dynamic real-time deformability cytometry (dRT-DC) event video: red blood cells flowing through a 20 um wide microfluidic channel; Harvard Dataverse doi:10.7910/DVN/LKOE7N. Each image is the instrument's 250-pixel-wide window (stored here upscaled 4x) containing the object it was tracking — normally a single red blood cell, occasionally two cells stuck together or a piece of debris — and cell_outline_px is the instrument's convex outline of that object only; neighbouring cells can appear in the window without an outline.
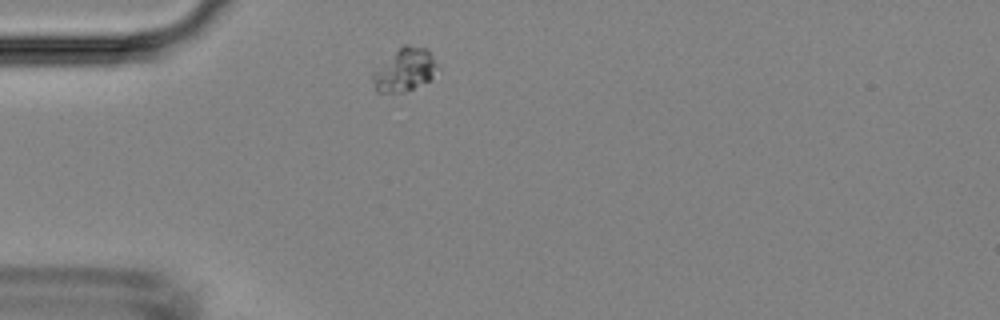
{"species": "Egyptian fruit bat (a non-hibernating species)", "species_latin": "Rousettus aegyptiacus", "temperature_condition": "room temperature", "stored_images_in_passage": 1, "camera_frame_rate_fps": 3000, "um_per_image_px": 0.085, "animal": {"sex": "female"}, "frame": {"image": 1, "passage_image": 1, "time_ms": 0.0, "image_size_px": [1000, 320], "cell_outline_px": [[440, 72], [428, 80], [404, 92], [376, 92], [368, 76], [372, 72], [404, 44], [408, 44], [424, 48], [432, 56], [440, 68]], "centroid_in_image_um": [34.37, 5.96], "position_along_channel_um": 50.6, "area_um2": 16.24}}